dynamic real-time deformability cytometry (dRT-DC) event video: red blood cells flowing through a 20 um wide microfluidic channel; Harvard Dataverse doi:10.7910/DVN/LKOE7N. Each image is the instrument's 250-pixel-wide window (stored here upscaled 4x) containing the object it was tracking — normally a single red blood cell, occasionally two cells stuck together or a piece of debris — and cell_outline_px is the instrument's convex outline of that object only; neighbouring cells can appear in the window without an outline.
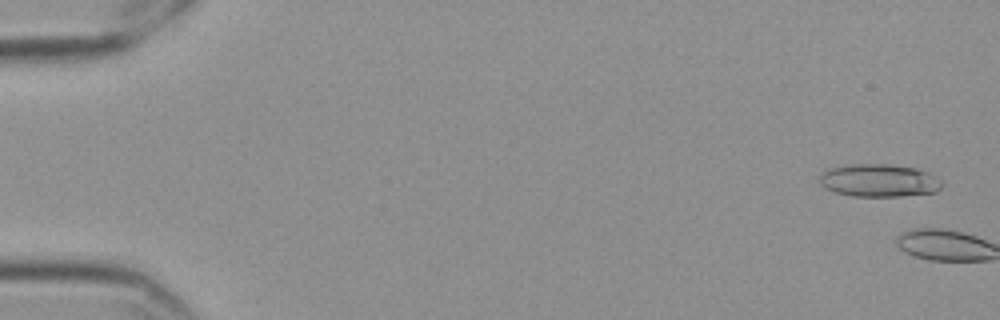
{"species": "Egyptian fruit bat (a non-hibernating species)", "species_latin": "Rousettus aegyptiacus", "temperature_condition": "cold", "stored_images_in_passage": 4, "camera_frame_rate_fps": 3000, "um_per_image_px": 0.085, "frame": {"image": 1, "passage_image": 2, "time_ms": 0.333, "image_size_px": [1000, 320], "cell_outline_px": [[944, 184], [936, 192], [900, 196], [852, 196], [836, 192], [824, 188], [820, 184], [820, 176], [828, 168], [852, 164], [888, 164], [916, 168], [940, 180]], "centroid_in_image_um": [74.69, 15.34], "position_along_channel_um": 10.3, "area_um2": 23.18}}